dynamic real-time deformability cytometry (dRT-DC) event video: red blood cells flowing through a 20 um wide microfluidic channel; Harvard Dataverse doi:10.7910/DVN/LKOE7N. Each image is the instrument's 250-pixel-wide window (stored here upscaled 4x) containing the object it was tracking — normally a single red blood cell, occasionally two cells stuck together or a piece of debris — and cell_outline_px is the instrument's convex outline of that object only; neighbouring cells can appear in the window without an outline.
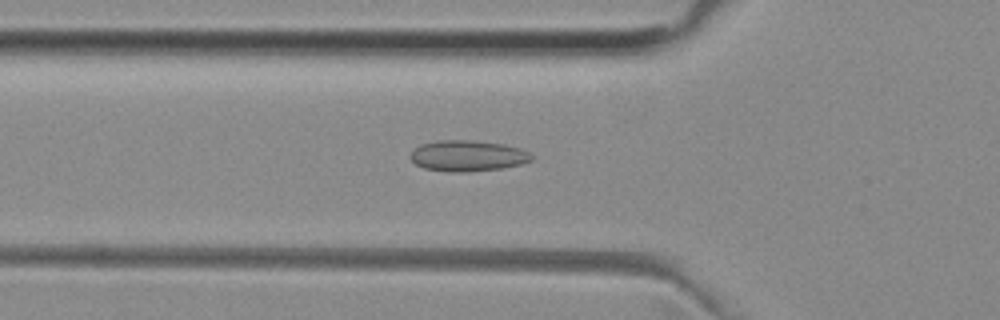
{"species": "common noctule bat (a hibernating species)", "species_latin": "Nyctalus noctula", "temperature_condition": "room temperature", "stored_images_in_passage": 52, "camera_frame_rate_fps": 3000, "um_per_image_px": 0.085, "animal": {"sex": "female", "body_mass_g": 29.2, "forearm_length_mm": 56.3}, "frame": {"image": 1, "passage_image": 17, "time_ms": 5.333, "image_size_px": [1000, 320], "cell_outline_px": [[532, 160], [520, 164], [500, 168], [468, 172], [452, 172], [424, 168], [416, 164], [408, 156], [420, 144], [436, 140], [476, 140], [504, 144], [520, 148], [528, 152], [532, 156]], "centroid_in_image_um": [39.73, 13.23], "position_along_channel_um": 86.1, "area_um2": 21.85}}
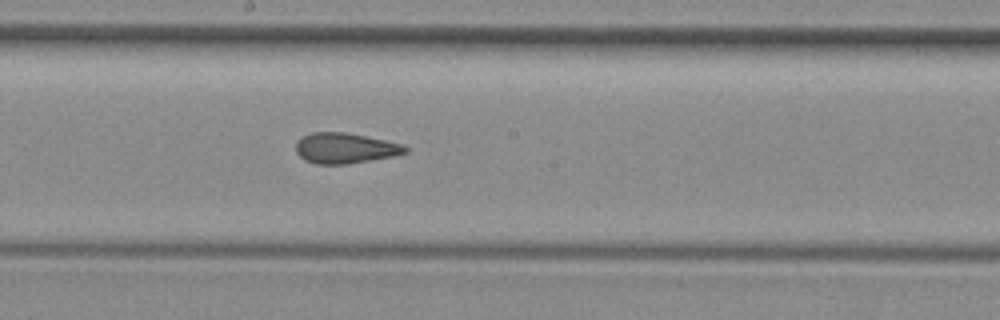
{"frame": {"image": 2, "passage_image": 27, "time_ms": 8.667, "image_size_px": [1000, 320], "cell_outline_px": [[408, 152], [392, 156], [348, 164], [316, 164], [304, 160], [296, 152], [296, 144], [304, 136], [312, 132], [344, 132], [404, 144], [408, 148]], "centroid_in_image_um": [29.34, 12.6], "position_along_channel_um": 218.9, "area_um2": 19.25}}
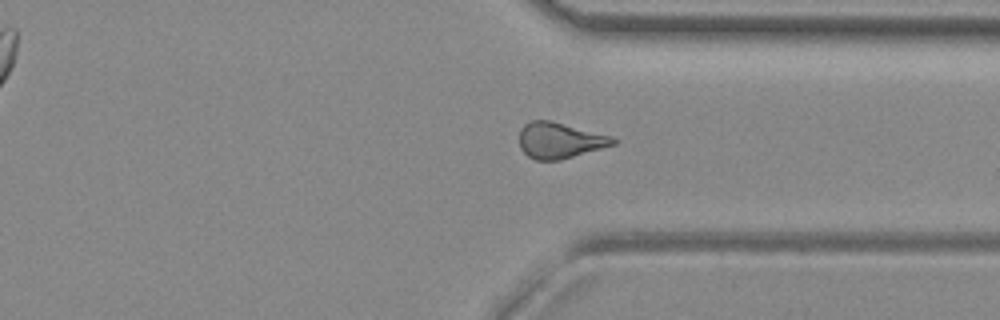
{"frame": {"image": 3, "passage_image": 38, "time_ms": 12.333, "image_size_px": [1000, 320], "cell_outline_px": [[620, 140], [616, 144], [560, 160], [536, 160], [528, 156], [520, 148], [520, 128], [524, 124], [532, 120], [552, 120], [612, 136]], "centroid_in_image_um": [47.6, 11.92], "position_along_channel_um": 363.8, "area_um2": 19.77}, "authors_computed_cell_mechanics": {"area_um2": 19.8543, "velocity_mm_per_s": 3.9648, "shape_relaxation_time_tau1_ms": null, "shape_relaxation_time_tau2_ms": 2.1531, "deformation_change_tau1": null, "deformation_change_tau2": 0.1006}}